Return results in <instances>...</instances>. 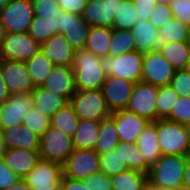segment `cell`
<instances>
[{
  "label": "cell",
  "mask_w": 190,
  "mask_h": 190,
  "mask_svg": "<svg viewBox=\"0 0 190 190\" xmlns=\"http://www.w3.org/2000/svg\"><path fill=\"white\" fill-rule=\"evenodd\" d=\"M158 30L167 42H187L190 35V27L174 17Z\"/></svg>",
  "instance_id": "8d00e7d4"
},
{
  "label": "cell",
  "mask_w": 190,
  "mask_h": 190,
  "mask_svg": "<svg viewBox=\"0 0 190 190\" xmlns=\"http://www.w3.org/2000/svg\"><path fill=\"white\" fill-rule=\"evenodd\" d=\"M60 190H89L81 180H72L62 177Z\"/></svg>",
  "instance_id": "f907efd6"
},
{
  "label": "cell",
  "mask_w": 190,
  "mask_h": 190,
  "mask_svg": "<svg viewBox=\"0 0 190 190\" xmlns=\"http://www.w3.org/2000/svg\"><path fill=\"white\" fill-rule=\"evenodd\" d=\"M21 179L16 176L0 156V190H7Z\"/></svg>",
  "instance_id": "7dc6e473"
},
{
  "label": "cell",
  "mask_w": 190,
  "mask_h": 190,
  "mask_svg": "<svg viewBox=\"0 0 190 190\" xmlns=\"http://www.w3.org/2000/svg\"><path fill=\"white\" fill-rule=\"evenodd\" d=\"M79 121L72 105L68 102L50 118V126L73 138Z\"/></svg>",
  "instance_id": "f1b7e54d"
},
{
  "label": "cell",
  "mask_w": 190,
  "mask_h": 190,
  "mask_svg": "<svg viewBox=\"0 0 190 190\" xmlns=\"http://www.w3.org/2000/svg\"><path fill=\"white\" fill-rule=\"evenodd\" d=\"M173 17L172 11L169 5L157 3L153 8L149 17V21L157 28L160 29L165 22L169 21Z\"/></svg>",
  "instance_id": "f6af8a7d"
},
{
  "label": "cell",
  "mask_w": 190,
  "mask_h": 190,
  "mask_svg": "<svg viewBox=\"0 0 190 190\" xmlns=\"http://www.w3.org/2000/svg\"><path fill=\"white\" fill-rule=\"evenodd\" d=\"M175 71L158 50L144 53L141 82L157 87L170 85Z\"/></svg>",
  "instance_id": "30bf717a"
},
{
  "label": "cell",
  "mask_w": 190,
  "mask_h": 190,
  "mask_svg": "<svg viewBox=\"0 0 190 190\" xmlns=\"http://www.w3.org/2000/svg\"><path fill=\"white\" fill-rule=\"evenodd\" d=\"M22 125L41 137L50 127V118L32 106L25 114Z\"/></svg>",
  "instance_id": "ab89813d"
},
{
  "label": "cell",
  "mask_w": 190,
  "mask_h": 190,
  "mask_svg": "<svg viewBox=\"0 0 190 190\" xmlns=\"http://www.w3.org/2000/svg\"><path fill=\"white\" fill-rule=\"evenodd\" d=\"M25 64L35 87L43 85L55 66L42 52L27 60Z\"/></svg>",
  "instance_id": "d6a6232c"
},
{
  "label": "cell",
  "mask_w": 190,
  "mask_h": 190,
  "mask_svg": "<svg viewBox=\"0 0 190 190\" xmlns=\"http://www.w3.org/2000/svg\"><path fill=\"white\" fill-rule=\"evenodd\" d=\"M169 7L174 18L190 27V0H172Z\"/></svg>",
  "instance_id": "ee69618b"
},
{
  "label": "cell",
  "mask_w": 190,
  "mask_h": 190,
  "mask_svg": "<svg viewBox=\"0 0 190 190\" xmlns=\"http://www.w3.org/2000/svg\"><path fill=\"white\" fill-rule=\"evenodd\" d=\"M141 190H158V188L151 186L148 182Z\"/></svg>",
  "instance_id": "11a10c76"
},
{
  "label": "cell",
  "mask_w": 190,
  "mask_h": 190,
  "mask_svg": "<svg viewBox=\"0 0 190 190\" xmlns=\"http://www.w3.org/2000/svg\"><path fill=\"white\" fill-rule=\"evenodd\" d=\"M170 86L180 97H190V73L187 69H177Z\"/></svg>",
  "instance_id": "b9f144b4"
},
{
  "label": "cell",
  "mask_w": 190,
  "mask_h": 190,
  "mask_svg": "<svg viewBox=\"0 0 190 190\" xmlns=\"http://www.w3.org/2000/svg\"><path fill=\"white\" fill-rule=\"evenodd\" d=\"M187 47H188V50H189V54H190V35H189V38L187 39Z\"/></svg>",
  "instance_id": "94428289"
},
{
  "label": "cell",
  "mask_w": 190,
  "mask_h": 190,
  "mask_svg": "<svg viewBox=\"0 0 190 190\" xmlns=\"http://www.w3.org/2000/svg\"><path fill=\"white\" fill-rule=\"evenodd\" d=\"M11 0H0V9L4 8Z\"/></svg>",
  "instance_id": "9f6ffc18"
},
{
  "label": "cell",
  "mask_w": 190,
  "mask_h": 190,
  "mask_svg": "<svg viewBox=\"0 0 190 190\" xmlns=\"http://www.w3.org/2000/svg\"><path fill=\"white\" fill-rule=\"evenodd\" d=\"M0 71L11 95L24 92L31 93L36 88L25 62L0 60Z\"/></svg>",
  "instance_id": "5bb4252c"
},
{
  "label": "cell",
  "mask_w": 190,
  "mask_h": 190,
  "mask_svg": "<svg viewBox=\"0 0 190 190\" xmlns=\"http://www.w3.org/2000/svg\"><path fill=\"white\" fill-rule=\"evenodd\" d=\"M143 57L144 53L134 50L116 57L106 56L100 59L107 76L137 83L141 82Z\"/></svg>",
  "instance_id": "277c9868"
},
{
  "label": "cell",
  "mask_w": 190,
  "mask_h": 190,
  "mask_svg": "<svg viewBox=\"0 0 190 190\" xmlns=\"http://www.w3.org/2000/svg\"><path fill=\"white\" fill-rule=\"evenodd\" d=\"M32 106L38 109L42 114L51 118L68 101L61 95L51 92L48 89L39 86L32 92Z\"/></svg>",
  "instance_id": "cb8c5ba5"
},
{
  "label": "cell",
  "mask_w": 190,
  "mask_h": 190,
  "mask_svg": "<svg viewBox=\"0 0 190 190\" xmlns=\"http://www.w3.org/2000/svg\"><path fill=\"white\" fill-rule=\"evenodd\" d=\"M62 177L61 164L40 159L24 180L31 190H60Z\"/></svg>",
  "instance_id": "4fadbf2b"
},
{
  "label": "cell",
  "mask_w": 190,
  "mask_h": 190,
  "mask_svg": "<svg viewBox=\"0 0 190 190\" xmlns=\"http://www.w3.org/2000/svg\"><path fill=\"white\" fill-rule=\"evenodd\" d=\"M11 94L8 91V87L4 83V80L0 71V105L6 102L10 98Z\"/></svg>",
  "instance_id": "816d5d0a"
},
{
  "label": "cell",
  "mask_w": 190,
  "mask_h": 190,
  "mask_svg": "<svg viewBox=\"0 0 190 190\" xmlns=\"http://www.w3.org/2000/svg\"><path fill=\"white\" fill-rule=\"evenodd\" d=\"M183 188L190 190V159L186 158V164L184 168Z\"/></svg>",
  "instance_id": "f5cc1de1"
},
{
  "label": "cell",
  "mask_w": 190,
  "mask_h": 190,
  "mask_svg": "<svg viewBox=\"0 0 190 190\" xmlns=\"http://www.w3.org/2000/svg\"><path fill=\"white\" fill-rule=\"evenodd\" d=\"M82 181L84 185H88L89 190H112L111 177L102 172L90 175Z\"/></svg>",
  "instance_id": "bcb514c9"
},
{
  "label": "cell",
  "mask_w": 190,
  "mask_h": 190,
  "mask_svg": "<svg viewBox=\"0 0 190 190\" xmlns=\"http://www.w3.org/2000/svg\"><path fill=\"white\" fill-rule=\"evenodd\" d=\"M61 10L82 15L87 0H56Z\"/></svg>",
  "instance_id": "681fc988"
},
{
  "label": "cell",
  "mask_w": 190,
  "mask_h": 190,
  "mask_svg": "<svg viewBox=\"0 0 190 190\" xmlns=\"http://www.w3.org/2000/svg\"><path fill=\"white\" fill-rule=\"evenodd\" d=\"M100 156V172L113 177L121 172L128 170L119 155V143L114 150L101 154Z\"/></svg>",
  "instance_id": "d590c367"
},
{
  "label": "cell",
  "mask_w": 190,
  "mask_h": 190,
  "mask_svg": "<svg viewBox=\"0 0 190 190\" xmlns=\"http://www.w3.org/2000/svg\"><path fill=\"white\" fill-rule=\"evenodd\" d=\"M136 10L137 22L148 20L153 8L156 6V0H132Z\"/></svg>",
  "instance_id": "c3c4849f"
},
{
  "label": "cell",
  "mask_w": 190,
  "mask_h": 190,
  "mask_svg": "<svg viewBox=\"0 0 190 190\" xmlns=\"http://www.w3.org/2000/svg\"><path fill=\"white\" fill-rule=\"evenodd\" d=\"M32 107V96L29 92L13 94L0 105V129L22 125L25 114Z\"/></svg>",
  "instance_id": "9a60e30c"
},
{
  "label": "cell",
  "mask_w": 190,
  "mask_h": 190,
  "mask_svg": "<svg viewBox=\"0 0 190 190\" xmlns=\"http://www.w3.org/2000/svg\"><path fill=\"white\" fill-rule=\"evenodd\" d=\"M56 34H63L70 45L75 49H84L91 26L82 18V15L68 13L61 10L55 17Z\"/></svg>",
  "instance_id": "8fae6325"
},
{
  "label": "cell",
  "mask_w": 190,
  "mask_h": 190,
  "mask_svg": "<svg viewBox=\"0 0 190 190\" xmlns=\"http://www.w3.org/2000/svg\"><path fill=\"white\" fill-rule=\"evenodd\" d=\"M69 103L80 120L101 121L112 115L101 89L76 91Z\"/></svg>",
  "instance_id": "5b68a950"
},
{
  "label": "cell",
  "mask_w": 190,
  "mask_h": 190,
  "mask_svg": "<svg viewBox=\"0 0 190 190\" xmlns=\"http://www.w3.org/2000/svg\"><path fill=\"white\" fill-rule=\"evenodd\" d=\"M119 142L115 121L111 117L101 120L94 150L101 155L114 150Z\"/></svg>",
  "instance_id": "83f0119b"
},
{
  "label": "cell",
  "mask_w": 190,
  "mask_h": 190,
  "mask_svg": "<svg viewBox=\"0 0 190 190\" xmlns=\"http://www.w3.org/2000/svg\"><path fill=\"white\" fill-rule=\"evenodd\" d=\"M3 36H4V30H3V27H2V24L0 21V45H1V41H2Z\"/></svg>",
  "instance_id": "6f0895ef"
},
{
  "label": "cell",
  "mask_w": 190,
  "mask_h": 190,
  "mask_svg": "<svg viewBox=\"0 0 190 190\" xmlns=\"http://www.w3.org/2000/svg\"><path fill=\"white\" fill-rule=\"evenodd\" d=\"M2 160L20 179H24L40 160L39 151L19 148H3L0 153Z\"/></svg>",
  "instance_id": "ffe728a7"
},
{
  "label": "cell",
  "mask_w": 190,
  "mask_h": 190,
  "mask_svg": "<svg viewBox=\"0 0 190 190\" xmlns=\"http://www.w3.org/2000/svg\"><path fill=\"white\" fill-rule=\"evenodd\" d=\"M74 151L73 140L50 126L40 137V159L63 164Z\"/></svg>",
  "instance_id": "ba28073f"
},
{
  "label": "cell",
  "mask_w": 190,
  "mask_h": 190,
  "mask_svg": "<svg viewBox=\"0 0 190 190\" xmlns=\"http://www.w3.org/2000/svg\"><path fill=\"white\" fill-rule=\"evenodd\" d=\"M35 16H43L53 19L61 11L56 0H31Z\"/></svg>",
  "instance_id": "7bdbcfd3"
},
{
  "label": "cell",
  "mask_w": 190,
  "mask_h": 190,
  "mask_svg": "<svg viewBox=\"0 0 190 190\" xmlns=\"http://www.w3.org/2000/svg\"><path fill=\"white\" fill-rule=\"evenodd\" d=\"M136 145L145 158V161L152 166L161 156L157 138V120L149 122L140 133Z\"/></svg>",
  "instance_id": "d4e9b609"
},
{
  "label": "cell",
  "mask_w": 190,
  "mask_h": 190,
  "mask_svg": "<svg viewBox=\"0 0 190 190\" xmlns=\"http://www.w3.org/2000/svg\"><path fill=\"white\" fill-rule=\"evenodd\" d=\"M28 33L37 43L46 42L56 34L55 18L34 15Z\"/></svg>",
  "instance_id": "836d02e7"
},
{
  "label": "cell",
  "mask_w": 190,
  "mask_h": 190,
  "mask_svg": "<svg viewBox=\"0 0 190 190\" xmlns=\"http://www.w3.org/2000/svg\"><path fill=\"white\" fill-rule=\"evenodd\" d=\"M3 148L39 151L40 137L23 125L2 129Z\"/></svg>",
  "instance_id": "603a6c76"
},
{
  "label": "cell",
  "mask_w": 190,
  "mask_h": 190,
  "mask_svg": "<svg viewBox=\"0 0 190 190\" xmlns=\"http://www.w3.org/2000/svg\"><path fill=\"white\" fill-rule=\"evenodd\" d=\"M158 87L137 82L130 95L127 110L136 113L150 122L157 120Z\"/></svg>",
  "instance_id": "7c38bea8"
},
{
  "label": "cell",
  "mask_w": 190,
  "mask_h": 190,
  "mask_svg": "<svg viewBox=\"0 0 190 190\" xmlns=\"http://www.w3.org/2000/svg\"><path fill=\"white\" fill-rule=\"evenodd\" d=\"M188 71H189V73H190V62L188 63V66H187V68H186Z\"/></svg>",
  "instance_id": "e7e4bbea"
},
{
  "label": "cell",
  "mask_w": 190,
  "mask_h": 190,
  "mask_svg": "<svg viewBox=\"0 0 190 190\" xmlns=\"http://www.w3.org/2000/svg\"><path fill=\"white\" fill-rule=\"evenodd\" d=\"M63 177L85 180L100 172V156L94 149H74L62 164Z\"/></svg>",
  "instance_id": "52a82bcc"
},
{
  "label": "cell",
  "mask_w": 190,
  "mask_h": 190,
  "mask_svg": "<svg viewBox=\"0 0 190 190\" xmlns=\"http://www.w3.org/2000/svg\"><path fill=\"white\" fill-rule=\"evenodd\" d=\"M100 121L80 120L72 138L74 149H94L99 136Z\"/></svg>",
  "instance_id": "4316f807"
},
{
  "label": "cell",
  "mask_w": 190,
  "mask_h": 190,
  "mask_svg": "<svg viewBox=\"0 0 190 190\" xmlns=\"http://www.w3.org/2000/svg\"><path fill=\"white\" fill-rule=\"evenodd\" d=\"M130 31L135 50L142 53L159 50L167 43L164 35L149 20L136 22Z\"/></svg>",
  "instance_id": "d6986e66"
},
{
  "label": "cell",
  "mask_w": 190,
  "mask_h": 190,
  "mask_svg": "<svg viewBox=\"0 0 190 190\" xmlns=\"http://www.w3.org/2000/svg\"><path fill=\"white\" fill-rule=\"evenodd\" d=\"M157 138L162 155L186 156L190 142V127L168 119H158Z\"/></svg>",
  "instance_id": "3957f363"
},
{
  "label": "cell",
  "mask_w": 190,
  "mask_h": 190,
  "mask_svg": "<svg viewBox=\"0 0 190 190\" xmlns=\"http://www.w3.org/2000/svg\"><path fill=\"white\" fill-rule=\"evenodd\" d=\"M179 97L170 85L158 87L157 120L166 119L170 115L171 109Z\"/></svg>",
  "instance_id": "f35d334b"
},
{
  "label": "cell",
  "mask_w": 190,
  "mask_h": 190,
  "mask_svg": "<svg viewBox=\"0 0 190 190\" xmlns=\"http://www.w3.org/2000/svg\"><path fill=\"white\" fill-rule=\"evenodd\" d=\"M34 17L31 0H11L0 9V21L4 32H28Z\"/></svg>",
  "instance_id": "9c48e42d"
},
{
  "label": "cell",
  "mask_w": 190,
  "mask_h": 190,
  "mask_svg": "<svg viewBox=\"0 0 190 190\" xmlns=\"http://www.w3.org/2000/svg\"><path fill=\"white\" fill-rule=\"evenodd\" d=\"M7 190H31V188L27 185L24 179H21L15 185L9 187Z\"/></svg>",
  "instance_id": "db71d44e"
},
{
  "label": "cell",
  "mask_w": 190,
  "mask_h": 190,
  "mask_svg": "<svg viewBox=\"0 0 190 190\" xmlns=\"http://www.w3.org/2000/svg\"><path fill=\"white\" fill-rule=\"evenodd\" d=\"M112 190H141L147 181V174L136 171L126 170L111 177Z\"/></svg>",
  "instance_id": "1f68e13d"
},
{
  "label": "cell",
  "mask_w": 190,
  "mask_h": 190,
  "mask_svg": "<svg viewBox=\"0 0 190 190\" xmlns=\"http://www.w3.org/2000/svg\"><path fill=\"white\" fill-rule=\"evenodd\" d=\"M72 69L76 91L101 89L107 77L101 59L85 48L75 51Z\"/></svg>",
  "instance_id": "6da1fadb"
},
{
  "label": "cell",
  "mask_w": 190,
  "mask_h": 190,
  "mask_svg": "<svg viewBox=\"0 0 190 190\" xmlns=\"http://www.w3.org/2000/svg\"><path fill=\"white\" fill-rule=\"evenodd\" d=\"M186 157H187L188 159H190V142H189V146H188V150H187V155H186Z\"/></svg>",
  "instance_id": "6125c7cd"
},
{
  "label": "cell",
  "mask_w": 190,
  "mask_h": 190,
  "mask_svg": "<svg viewBox=\"0 0 190 190\" xmlns=\"http://www.w3.org/2000/svg\"><path fill=\"white\" fill-rule=\"evenodd\" d=\"M3 150V142H2V130L0 129V153Z\"/></svg>",
  "instance_id": "91938a15"
},
{
  "label": "cell",
  "mask_w": 190,
  "mask_h": 190,
  "mask_svg": "<svg viewBox=\"0 0 190 190\" xmlns=\"http://www.w3.org/2000/svg\"><path fill=\"white\" fill-rule=\"evenodd\" d=\"M158 190H185V189L182 187V188H176V189H160V188H158Z\"/></svg>",
  "instance_id": "be15d7a7"
},
{
  "label": "cell",
  "mask_w": 190,
  "mask_h": 190,
  "mask_svg": "<svg viewBox=\"0 0 190 190\" xmlns=\"http://www.w3.org/2000/svg\"><path fill=\"white\" fill-rule=\"evenodd\" d=\"M135 82L107 76L101 91L111 113L126 109Z\"/></svg>",
  "instance_id": "2e32d148"
},
{
  "label": "cell",
  "mask_w": 190,
  "mask_h": 190,
  "mask_svg": "<svg viewBox=\"0 0 190 190\" xmlns=\"http://www.w3.org/2000/svg\"><path fill=\"white\" fill-rule=\"evenodd\" d=\"M122 0H87L82 13V18L91 27L113 28L115 12Z\"/></svg>",
  "instance_id": "e0dca14e"
},
{
  "label": "cell",
  "mask_w": 190,
  "mask_h": 190,
  "mask_svg": "<svg viewBox=\"0 0 190 190\" xmlns=\"http://www.w3.org/2000/svg\"><path fill=\"white\" fill-rule=\"evenodd\" d=\"M75 49L70 45L63 34H55L41 44V52L58 66L72 67Z\"/></svg>",
  "instance_id": "7402d4cb"
},
{
  "label": "cell",
  "mask_w": 190,
  "mask_h": 190,
  "mask_svg": "<svg viewBox=\"0 0 190 190\" xmlns=\"http://www.w3.org/2000/svg\"><path fill=\"white\" fill-rule=\"evenodd\" d=\"M42 87L63 96L69 102L76 92L72 67L55 65Z\"/></svg>",
  "instance_id": "44dd1931"
},
{
  "label": "cell",
  "mask_w": 190,
  "mask_h": 190,
  "mask_svg": "<svg viewBox=\"0 0 190 190\" xmlns=\"http://www.w3.org/2000/svg\"><path fill=\"white\" fill-rule=\"evenodd\" d=\"M40 52L41 44L37 43L28 32H4L0 45V60L26 62Z\"/></svg>",
  "instance_id": "8992f818"
},
{
  "label": "cell",
  "mask_w": 190,
  "mask_h": 190,
  "mask_svg": "<svg viewBox=\"0 0 190 190\" xmlns=\"http://www.w3.org/2000/svg\"><path fill=\"white\" fill-rule=\"evenodd\" d=\"M114 29L130 30L137 22L135 6L132 0H122L115 12Z\"/></svg>",
  "instance_id": "74e56055"
},
{
  "label": "cell",
  "mask_w": 190,
  "mask_h": 190,
  "mask_svg": "<svg viewBox=\"0 0 190 190\" xmlns=\"http://www.w3.org/2000/svg\"><path fill=\"white\" fill-rule=\"evenodd\" d=\"M186 158L180 155H162L150 166L148 183L160 189L182 188Z\"/></svg>",
  "instance_id": "7a4b0ae2"
},
{
  "label": "cell",
  "mask_w": 190,
  "mask_h": 190,
  "mask_svg": "<svg viewBox=\"0 0 190 190\" xmlns=\"http://www.w3.org/2000/svg\"><path fill=\"white\" fill-rule=\"evenodd\" d=\"M133 36L128 29L112 28L110 56L116 57L135 50Z\"/></svg>",
  "instance_id": "e575fe53"
},
{
  "label": "cell",
  "mask_w": 190,
  "mask_h": 190,
  "mask_svg": "<svg viewBox=\"0 0 190 190\" xmlns=\"http://www.w3.org/2000/svg\"><path fill=\"white\" fill-rule=\"evenodd\" d=\"M110 117L116 123L119 140L130 144H136L140 133L150 122L127 109L115 111Z\"/></svg>",
  "instance_id": "ac0fdd59"
},
{
  "label": "cell",
  "mask_w": 190,
  "mask_h": 190,
  "mask_svg": "<svg viewBox=\"0 0 190 190\" xmlns=\"http://www.w3.org/2000/svg\"><path fill=\"white\" fill-rule=\"evenodd\" d=\"M119 155L130 170H136L148 174L150 165L145 161L136 144L119 142Z\"/></svg>",
  "instance_id": "4dcf8cb0"
},
{
  "label": "cell",
  "mask_w": 190,
  "mask_h": 190,
  "mask_svg": "<svg viewBox=\"0 0 190 190\" xmlns=\"http://www.w3.org/2000/svg\"><path fill=\"white\" fill-rule=\"evenodd\" d=\"M112 28L91 27L84 48L99 58L110 56Z\"/></svg>",
  "instance_id": "484cf974"
},
{
  "label": "cell",
  "mask_w": 190,
  "mask_h": 190,
  "mask_svg": "<svg viewBox=\"0 0 190 190\" xmlns=\"http://www.w3.org/2000/svg\"><path fill=\"white\" fill-rule=\"evenodd\" d=\"M157 3L169 5L172 0H156Z\"/></svg>",
  "instance_id": "680465c9"
},
{
  "label": "cell",
  "mask_w": 190,
  "mask_h": 190,
  "mask_svg": "<svg viewBox=\"0 0 190 190\" xmlns=\"http://www.w3.org/2000/svg\"><path fill=\"white\" fill-rule=\"evenodd\" d=\"M166 119L190 127V97H179Z\"/></svg>",
  "instance_id": "60d3db41"
},
{
  "label": "cell",
  "mask_w": 190,
  "mask_h": 190,
  "mask_svg": "<svg viewBox=\"0 0 190 190\" xmlns=\"http://www.w3.org/2000/svg\"><path fill=\"white\" fill-rule=\"evenodd\" d=\"M158 51L175 70L186 69L190 62V54L186 42H167Z\"/></svg>",
  "instance_id": "f546056e"
}]
</instances>
